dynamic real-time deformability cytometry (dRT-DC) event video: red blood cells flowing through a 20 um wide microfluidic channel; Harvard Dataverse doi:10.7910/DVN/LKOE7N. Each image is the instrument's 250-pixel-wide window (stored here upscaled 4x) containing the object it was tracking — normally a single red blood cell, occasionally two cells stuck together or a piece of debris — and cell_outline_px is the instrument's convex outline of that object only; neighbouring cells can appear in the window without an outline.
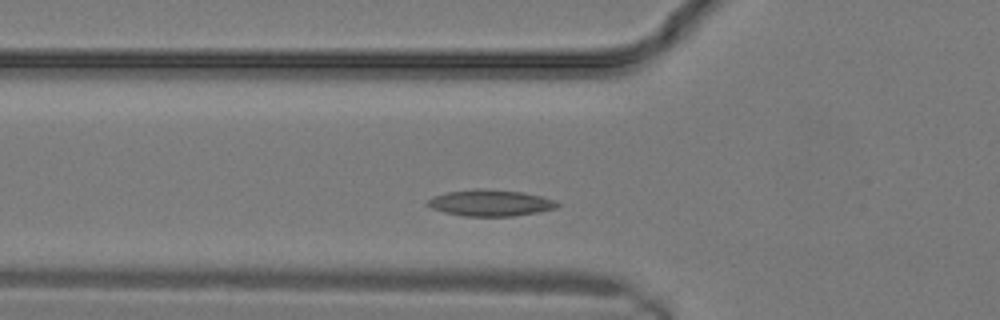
{"species": "common noctule bat (a hibernating species)", "species_latin": "Nyctalus noctula", "temperature_condition": "warm", "stored_images_in_passage": 6, "camera_frame_rate_fps": 3000, "um_per_image_px": 0.085, "animal": {"sex": "male", "body_mass_g": 19.2, "forearm_length_mm": 51.8}, "frame": {"image": 1, "passage_image": 4, "time_ms": 1.0, "image_size_px": [1000, 320], "cell_outline_px": [[560, 204], [556, 208], [536, 212], [512, 216], [464, 216], [444, 212], [432, 208], [428, 204], [428, 200], [432, 196], [448, 192], [476, 188], [480, 188], [520, 192], [540, 196], [556, 200]], "centroid_in_image_um": [41.68, 17.24], "position_along_channel_um": 84.1, "area_um2": 19.71}}
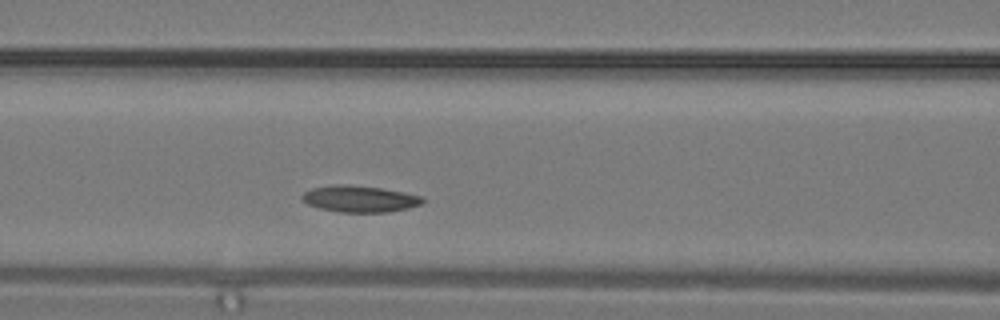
{"frame": {"image": 2, "passage_image": 6, "time_ms": 1.667, "image_size_px": [1000, 320], "cell_outline_px": [[424, 200], [420, 204], [408, 208], [388, 212], [340, 212], [320, 208], [308, 204], [300, 196], [304, 192], [312, 188], [340, 184], [348, 184], [380, 188], [404, 192], [424, 196]], "centroid_in_image_um": [30.59, 16.9], "position_along_channel_um": 136.0, "area_um2": 18.5}}